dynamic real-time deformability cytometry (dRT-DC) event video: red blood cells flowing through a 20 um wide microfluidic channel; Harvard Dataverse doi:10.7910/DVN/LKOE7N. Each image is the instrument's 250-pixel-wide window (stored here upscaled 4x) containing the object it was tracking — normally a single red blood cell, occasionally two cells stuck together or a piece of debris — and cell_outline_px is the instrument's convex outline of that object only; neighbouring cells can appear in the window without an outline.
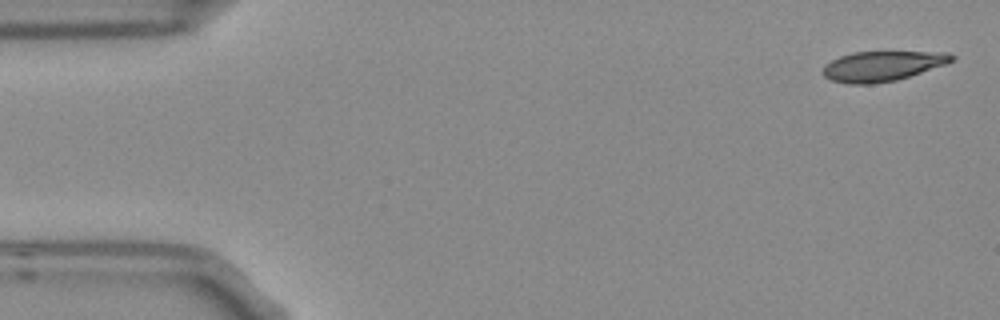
{"species": "Egyptian fruit bat (a non-hibernating species)", "species_latin": "Rousettus aegyptiacus", "temperature_condition": "room temperature", "stored_images_in_passage": 4, "camera_frame_rate_fps": 3000, "um_per_image_px": 0.085, "frame": {"image": 1, "passage_image": 1, "time_ms": 0.0, "image_size_px": [1000, 320], "cell_outline_px": [[956, 56], [952, 60], [944, 64], [896, 80], [872, 84], [848, 84], [832, 80], [824, 76], [820, 72], [824, 64], [840, 56], [852, 52], [948, 52]], "centroid_in_image_um": [74.93, 5.61], "position_along_channel_um": 10.1, "area_um2": 22.37}}